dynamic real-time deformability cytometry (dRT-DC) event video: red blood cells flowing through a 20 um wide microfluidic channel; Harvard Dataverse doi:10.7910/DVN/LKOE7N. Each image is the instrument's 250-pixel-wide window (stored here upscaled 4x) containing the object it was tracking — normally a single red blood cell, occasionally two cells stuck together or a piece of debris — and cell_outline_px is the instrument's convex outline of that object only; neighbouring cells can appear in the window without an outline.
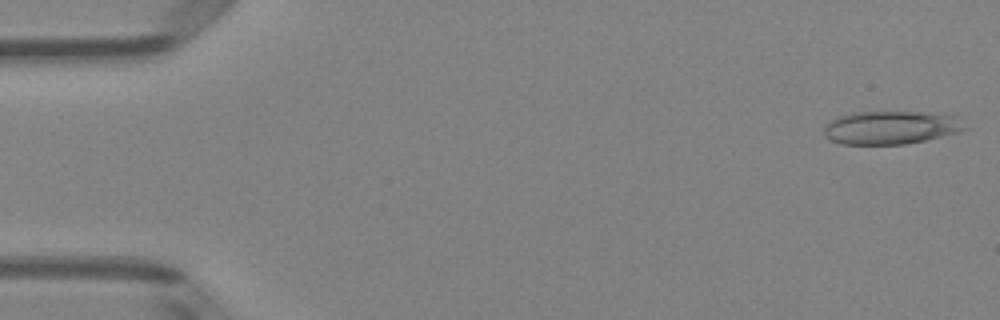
{"species": "Egyptian fruit bat (a non-hibernating species)", "species_latin": "Rousettus aegyptiacus", "temperature_condition": "room temperature", "stored_images_in_passage": 50, "camera_frame_rate_fps": 3000, "um_per_image_px": 0.085, "animal": {"sex": "female"}, "frame": {"image": 1, "passage_image": 1, "time_ms": 0.0, "image_size_px": [1000, 320], "cell_outline_px": [[968, 128], [960, 132], [924, 140], [904, 144], [840, 144], [824, 136], [824, 128], [836, 116], [852, 112], [924, 112], [952, 116]], "centroid_in_image_um": [75.67, 10.84], "position_along_channel_um": 9.3, "area_um2": 26.99}}
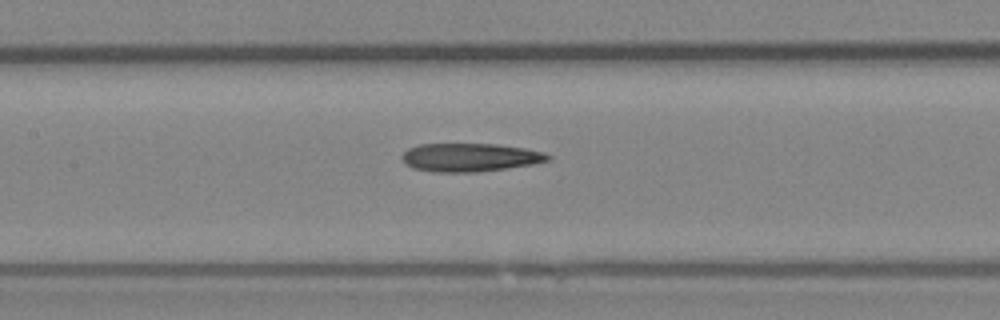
{"frame": {"image": 2, "passage_image": 23, "time_ms": 7.333, "image_size_px": [1000, 320], "cell_outline_px": [[552, 156], [548, 160], [532, 164], [476, 172], [432, 172], [412, 168], [404, 164], [400, 156], [408, 148], [420, 144], [496, 144], [524, 148], [544, 152]], "centroid_in_image_um": [39.89, 13.38], "position_along_channel_um": 167.5, "area_um2": 24.1}}
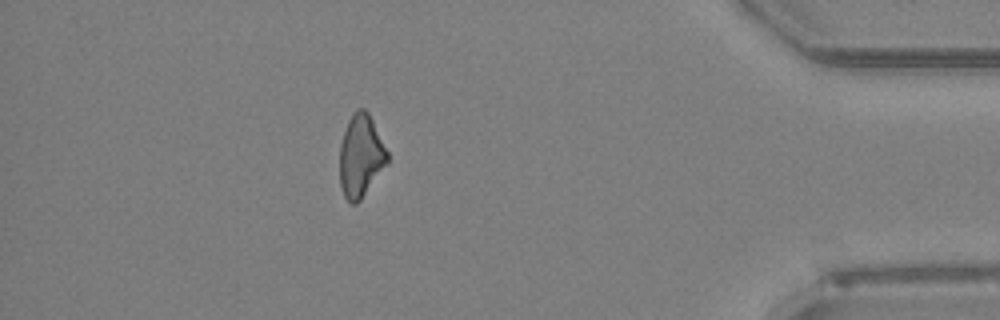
{"frame": {"image": 3, "passage_image": 44, "time_ms": 14.333, "image_size_px": [1000, 320], "cell_outline_px": [[388, 164], [360, 200], [356, 204], [352, 204], [344, 196], [340, 188], [340, 144], [348, 120], [356, 108], [364, 108], [368, 112], [388, 152]], "centroid_in_image_um": [30.66, 13.26], "position_along_channel_um": 404.5, "area_um2": 22.95}}